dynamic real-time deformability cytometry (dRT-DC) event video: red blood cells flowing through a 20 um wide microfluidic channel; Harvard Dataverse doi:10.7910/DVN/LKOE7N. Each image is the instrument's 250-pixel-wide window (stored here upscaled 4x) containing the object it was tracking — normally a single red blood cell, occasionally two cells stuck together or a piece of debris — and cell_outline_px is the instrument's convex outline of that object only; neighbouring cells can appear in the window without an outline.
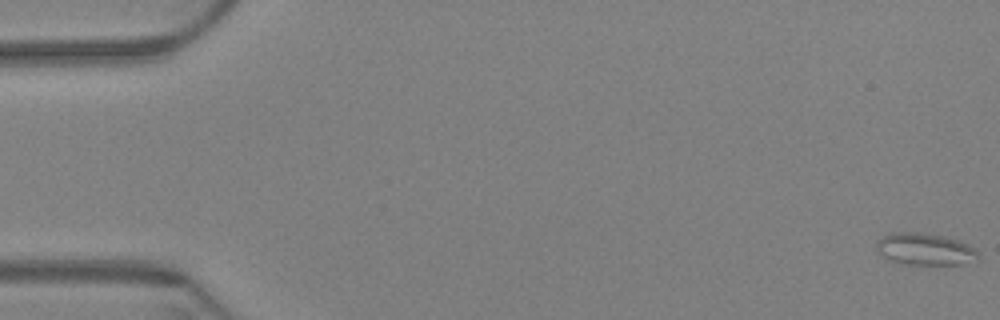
{"species": "Egyptian fruit bat (a non-hibernating species)", "species_latin": "Rousettus aegyptiacus", "temperature_condition": "warm", "stored_images_in_passage": 62, "camera_frame_rate_fps": 3000, "um_per_image_px": 0.085, "animal": {"sex": "female"}, "frame": {"image": 1, "passage_image": 1, "time_ms": 0.0, "image_size_px": [1000, 320], "cell_outline_px": [[980, 260], [960, 264], [904, 264], [888, 260], [880, 256], [876, 252], [876, 244], [880, 236], [892, 232], [916, 232], [944, 236], [960, 240], [976, 248], [980, 252]], "centroid_in_image_um": [78.62, 21.18], "position_along_channel_um": 6.4, "area_um2": 19.48}}
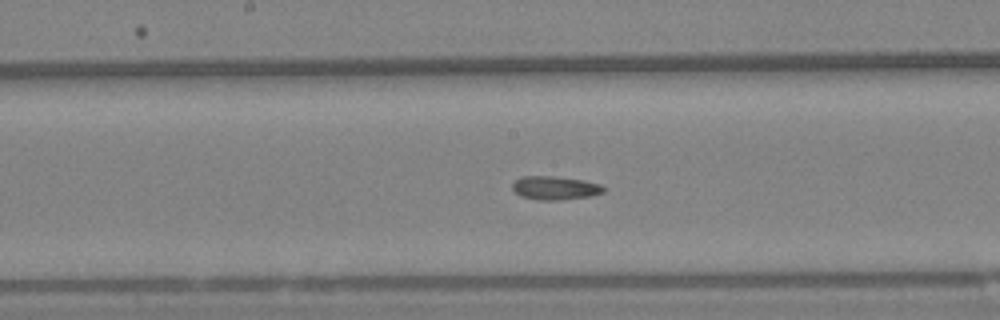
{"frame": {"image": 2, "passage_image": 33, "time_ms": 10.667, "image_size_px": [1000, 320], "cell_outline_px": [[604, 192], [592, 196], [560, 200], [536, 200], [520, 196], [512, 188], [512, 184], [520, 176], [552, 176], [584, 180], [600, 184], [604, 188]], "centroid_in_image_um": [47.17, 15.98], "position_along_channel_um": 201.0, "area_um2": 12.6}}
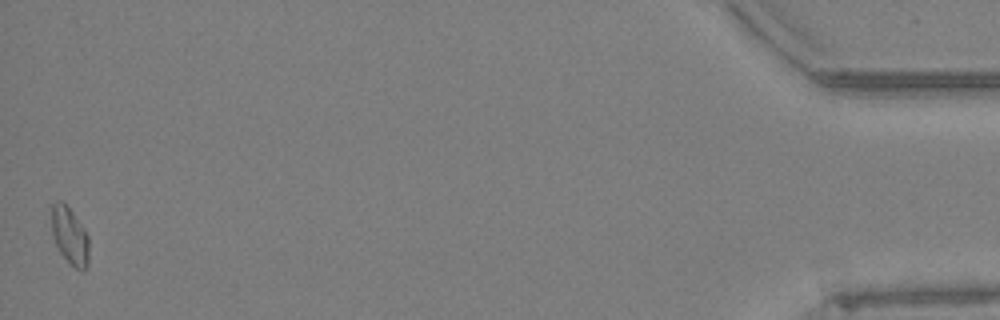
{"frame": {"image": 3, "passage_image": 62, "time_ms": 20.333, "image_size_px": [1000, 320], "cell_outline_px": [[88, 264], [84, 272], [80, 272], [60, 252], [52, 236], [52, 204], [56, 200], [60, 200], [72, 212], [84, 228], [88, 236]], "centroid_in_image_um": [5.94, 20.06], "position_along_channel_um": 429.3, "area_um2": 12.31}, "authors_computed_cell_mechanics": {"area_um2": 12.5426, "velocity_mm_per_s": 3.3351, "shape_relaxation_time_tau1_ms": null, "shape_relaxation_time_tau2_ms": 5.226, "deformation_change_tau1": null, "deformation_change_tau2": 0.1003}}